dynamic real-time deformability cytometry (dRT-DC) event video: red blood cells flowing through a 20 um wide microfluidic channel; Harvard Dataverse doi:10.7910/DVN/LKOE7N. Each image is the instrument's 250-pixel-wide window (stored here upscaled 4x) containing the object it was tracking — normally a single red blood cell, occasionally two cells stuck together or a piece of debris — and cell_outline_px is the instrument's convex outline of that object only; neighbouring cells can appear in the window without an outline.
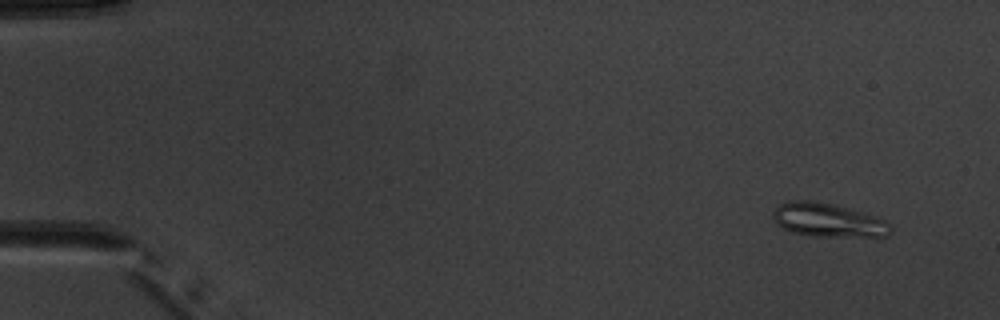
{"species": "common noctule bat (a hibernating species)", "species_latin": "Nyctalus noctula", "temperature_condition": "warm", "stored_images_in_passage": 9, "camera_frame_rate_fps": 3000, "um_per_image_px": 0.085, "animal": {"sex": "male", "body_mass_g": 20.1, "forearm_length_mm": 53.5}, "frame": {"image": 1, "passage_image": 1, "time_ms": 0.0, "image_size_px": [1000, 320], "cell_outline_px": [[892, 232], [888, 236], [812, 236], [792, 232], [776, 224], [772, 216], [772, 212], [780, 204], [788, 200], [812, 200], [876, 216], [888, 220], [892, 224]], "centroid_in_image_um": [70.39, 18.72], "position_along_channel_um": 14.6, "area_um2": 23.0}}
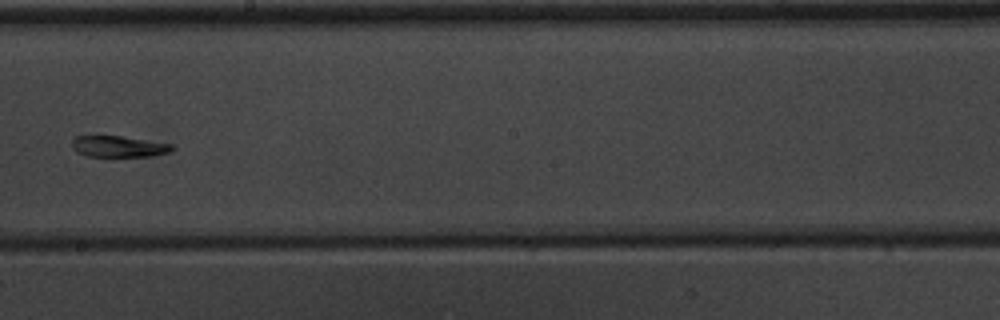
{"frame": {"image": 2, "passage_image": 8, "time_ms": 9.0, "image_size_px": [1000, 320], "cell_outline_px": [[176, 148], [172, 152], [152, 156], [88, 156], [76, 152], [72, 148], [72, 140], [76, 136], [120, 136], [172, 144]], "centroid_in_image_um": [10.11, 12.46], "position_along_channel_um": 238.1, "area_um2": 12.37}}
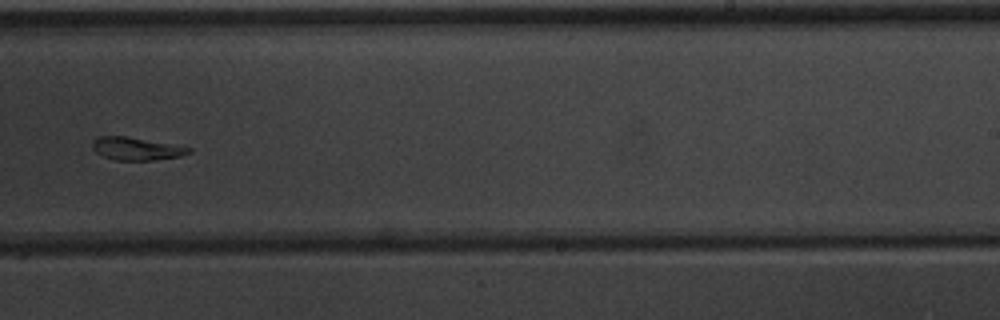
{"frame": {"image": 3, "passage_image": 9, "time_ms": 10.0, "image_size_px": [1000, 320], "cell_outline_px": [[192, 152], [180, 156], [152, 160], [116, 160], [104, 156], [96, 152], [92, 148], [92, 144], [96, 136], [124, 136], [192, 148]], "centroid_in_image_um": [11.56, 12.64], "position_along_channel_um": 277.4, "area_um2": 12.54}}